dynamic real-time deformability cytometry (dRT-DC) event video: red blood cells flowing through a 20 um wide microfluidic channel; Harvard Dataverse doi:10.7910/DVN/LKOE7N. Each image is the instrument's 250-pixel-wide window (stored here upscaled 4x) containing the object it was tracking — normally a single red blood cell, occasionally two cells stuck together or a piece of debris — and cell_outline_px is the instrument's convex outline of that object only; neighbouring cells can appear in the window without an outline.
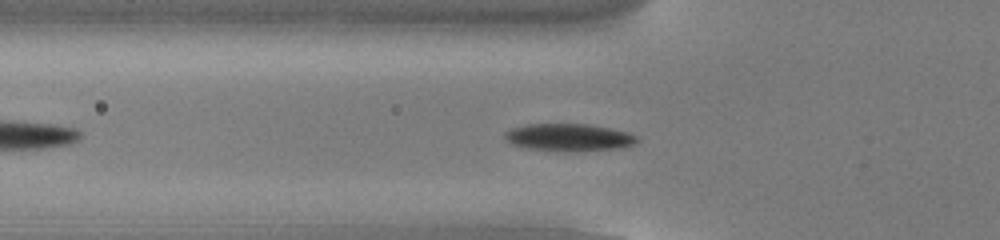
{"species": "common noctule bat (a hibernating species)", "species_latin": "Nyctalus noctula", "temperature_condition": "cold", "stored_images_in_passage": 40, "camera_frame_rate_fps": 3000, "um_per_image_px": 0.085, "animal": {"sex": "male", "body_mass_g": 13.0, "forearm_length_mm": 53.1}, "frame": {"image": 1, "passage_image": 10, "time_ms": 3.0, "image_size_px": [1000, 240], "cell_outline_px": [[640, 140], [636, 144], [624, 148], [556, 152], [528, 148], [512, 144], [504, 140], [504, 132], [512, 128], [528, 124], [588, 124], [612, 128], [628, 132], [640, 136]], "centroid_in_image_um": [48.4, 11.68], "position_along_channel_um": 77.4, "area_um2": 21.56}}
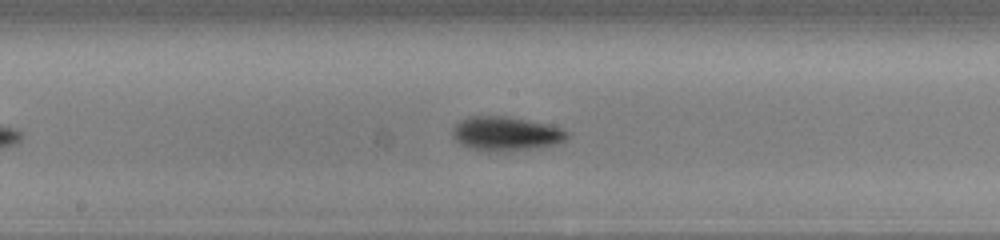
{"frame": {"image": 2, "passage_image": 20, "time_ms": 6.333, "image_size_px": [1000, 240], "cell_outline_px": [[568, 136], [564, 140], [556, 144], [532, 148], [496, 152], [488, 152], [472, 148], [460, 144], [452, 136], [452, 132], [456, 124], [460, 120], [468, 116], [508, 116], [548, 124], [560, 128], [568, 132]], "centroid_in_image_um": [42.97, 11.35], "position_along_channel_um": 205.2, "area_um2": 22.72}}
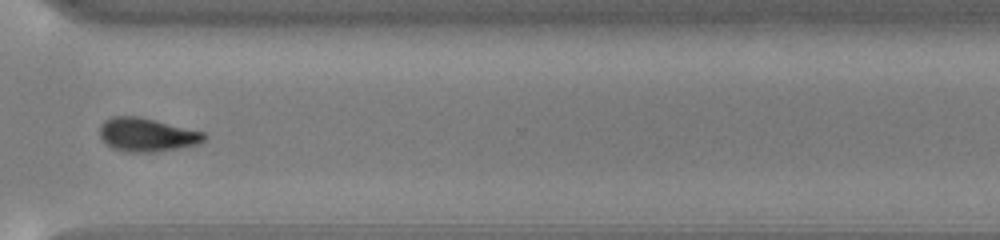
{"frame": {"image": 3, "passage_image": 32, "time_ms": 10.333, "image_size_px": [1000, 240], "cell_outline_px": [[208, 136], [200, 144], [180, 148], [152, 152], [128, 152], [112, 148], [100, 136], [100, 124], [104, 120], [112, 116], [140, 116], [204, 132]], "centroid_in_image_um": [12.5, 11.45], "position_along_channel_um": 358.1, "area_um2": 20.52}, "authors_computed_cell_mechanics": {"area_um2": 20.808, "velocity_mm_per_s": 3.823, "shape_relaxation_time_tau1_ms": 2.2845, "shape_relaxation_time_tau2_ms": null, "deformation_change_tau1": 0.135, "deformation_change_tau2": null}}